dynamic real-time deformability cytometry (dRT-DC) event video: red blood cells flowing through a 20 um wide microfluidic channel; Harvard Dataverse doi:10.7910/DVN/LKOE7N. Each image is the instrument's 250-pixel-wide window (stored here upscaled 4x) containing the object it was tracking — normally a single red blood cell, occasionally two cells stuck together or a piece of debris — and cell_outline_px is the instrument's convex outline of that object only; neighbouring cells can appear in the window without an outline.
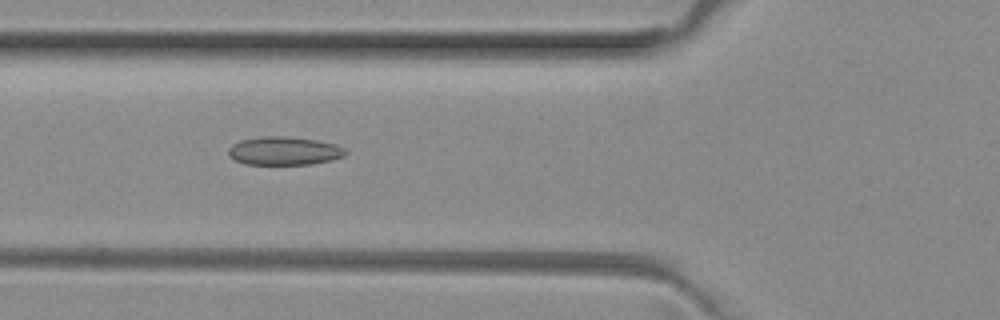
{"species": "common noctule bat (a hibernating species)", "species_latin": "Nyctalus noctula", "temperature_condition": "room temperature", "stored_images_in_passage": 5, "camera_frame_rate_fps": 3000, "um_per_image_px": 0.085, "animal": {"sex": "female", "body_mass_g": 29.2, "forearm_length_mm": 56.3}, "frame": {"image": 1, "passage_image": 3, "time_ms": 0.667, "image_size_px": [1000, 320], "cell_outline_px": [[348, 152], [344, 156], [332, 160], [312, 164], [244, 164], [228, 156], [228, 148], [232, 144], [240, 140], [260, 136], [284, 136], [316, 140], [336, 144], [344, 148]], "centroid_in_image_um": [24.14, 12.82], "position_along_channel_um": 101.7, "area_um2": 19.48}}
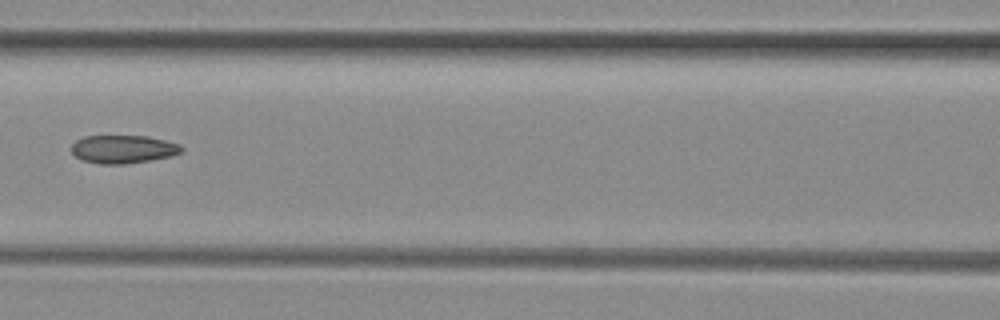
{"frame": {"image": 2, "passage_image": 4, "time_ms": 1.0, "image_size_px": [1000, 320], "cell_outline_px": [[184, 152], [172, 156], [124, 164], [100, 164], [80, 160], [72, 152], [72, 144], [76, 140], [84, 136], [148, 136], [180, 144], [184, 148]], "centroid_in_image_um": [10.48, 12.68], "position_along_channel_um": 156.1, "area_um2": 18.15}}
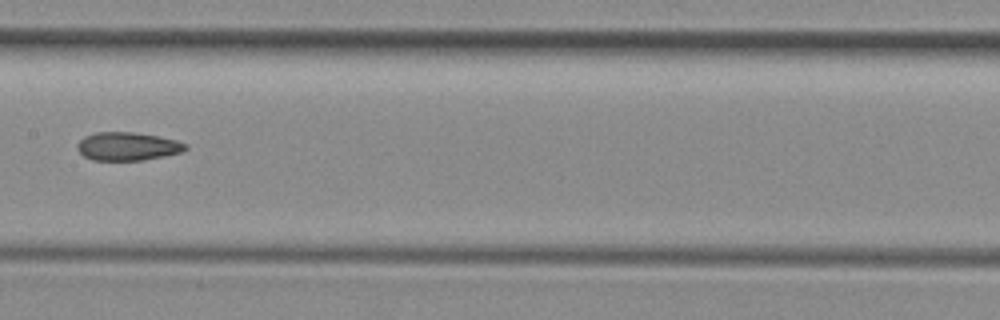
{"frame": {"image": 3, "passage_image": 5, "time_ms": 1.333, "image_size_px": [1000, 320], "cell_outline_px": [[188, 148], [180, 152], [164, 156], [144, 160], [92, 160], [84, 156], [76, 148], [76, 144], [84, 136], [96, 132], [132, 132], [156, 136], [176, 140], [188, 144]], "centroid_in_image_um": [10.82, 12.44], "position_along_channel_um": 196.6, "area_um2": 17.8}}